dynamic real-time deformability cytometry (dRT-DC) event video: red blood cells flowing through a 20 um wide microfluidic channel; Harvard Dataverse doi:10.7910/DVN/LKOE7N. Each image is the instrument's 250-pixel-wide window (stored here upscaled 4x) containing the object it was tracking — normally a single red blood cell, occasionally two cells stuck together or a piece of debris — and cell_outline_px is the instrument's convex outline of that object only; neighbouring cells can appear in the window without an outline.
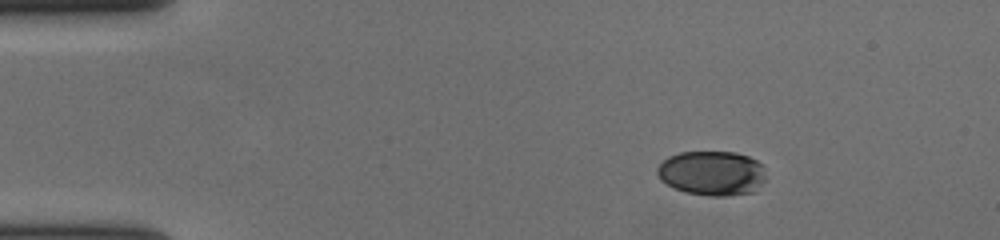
{"species": "human", "species_latin": "Homo sapiens", "temperature_condition": "cold", "stored_images_in_passage": 1, "camera_frame_rate_fps": 3000, "um_per_image_px": 0.085, "donor": {"sex": "female"}, "frame": {"image": 1, "passage_image": 1, "time_ms": 0.0, "image_size_px": [1000, 240], "cell_outline_px": [[752, 160], [748, 176], [732, 192], [696, 192], [680, 188], [672, 184], [668, 180], [668, 160], [676, 156], [692, 152], [724, 152], [744, 156]], "centroid_in_image_um": [60.23, 14.57], "position_along_channel_um": 24.8, "area_um2": 20.58}}